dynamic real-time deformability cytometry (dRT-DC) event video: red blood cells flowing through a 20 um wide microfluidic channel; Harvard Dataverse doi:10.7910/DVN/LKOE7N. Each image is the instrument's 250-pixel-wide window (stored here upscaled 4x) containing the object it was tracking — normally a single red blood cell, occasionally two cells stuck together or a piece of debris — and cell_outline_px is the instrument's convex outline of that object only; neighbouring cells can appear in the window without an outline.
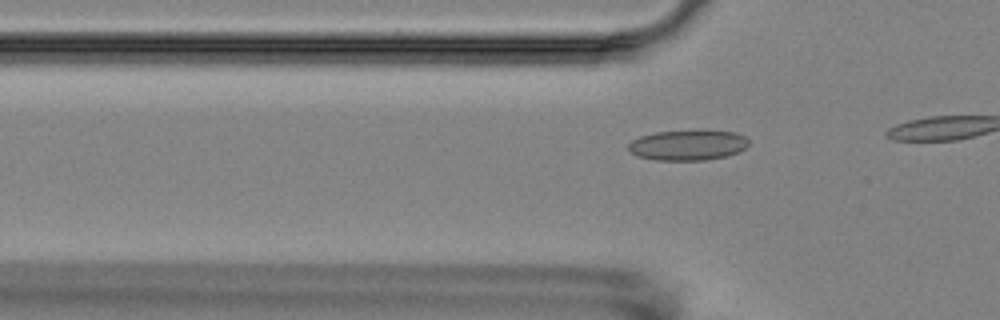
{"species": "Egyptian fruit bat (a non-hibernating species)", "species_latin": "Rousettus aegyptiacus", "temperature_condition": "room temperature", "stored_images_in_passage": 9, "camera_frame_rate_fps": 3000, "um_per_image_px": 0.085, "animal": {"sex": "female"}, "frame": {"image": 1, "passage_image": 9, "time_ms": 10.333, "image_size_px": [1000, 320], "cell_outline_px": [[748, 144], [740, 152], [728, 156], [704, 160], [656, 160], [636, 156], [628, 148], [628, 144], [632, 140], [640, 136], [656, 132], [700, 128], [736, 132], [744, 136], [748, 140]], "centroid_in_image_um": [58.5, 12.3], "position_along_channel_um": 67.3, "area_um2": 21.96}}